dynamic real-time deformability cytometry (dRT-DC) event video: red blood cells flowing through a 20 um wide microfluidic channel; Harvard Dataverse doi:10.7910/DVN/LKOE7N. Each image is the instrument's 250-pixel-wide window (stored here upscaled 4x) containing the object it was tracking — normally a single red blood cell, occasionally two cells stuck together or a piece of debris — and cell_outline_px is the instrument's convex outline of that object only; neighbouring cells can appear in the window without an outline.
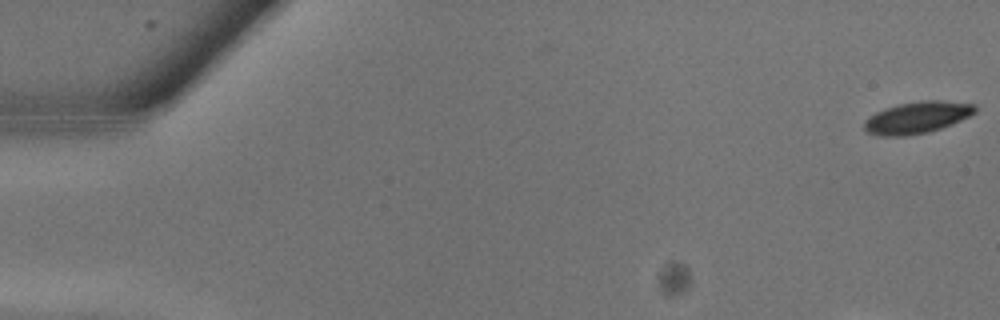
{"species": "common noctule bat (a hibernating species)", "species_latin": "Nyctalus noctula", "temperature_condition": "warm", "stored_images_in_passage": 27, "camera_frame_rate_fps": 3000, "um_per_image_px": 0.085, "animal": {"sex": "male", "body_mass_g": 13.3}, "frame": {"image": 1, "passage_image": 1, "time_ms": 0.0, "image_size_px": [1000, 320], "cell_outline_px": [[976, 112], [952, 124], [928, 132], [904, 136], [876, 136], [868, 132], [864, 128], [864, 120], [868, 116], [884, 108], [900, 104], [920, 100], [944, 100], [976, 104]], "centroid_in_image_um": [77.94, 9.98], "position_along_channel_um": 7.1, "area_um2": 20.63}}
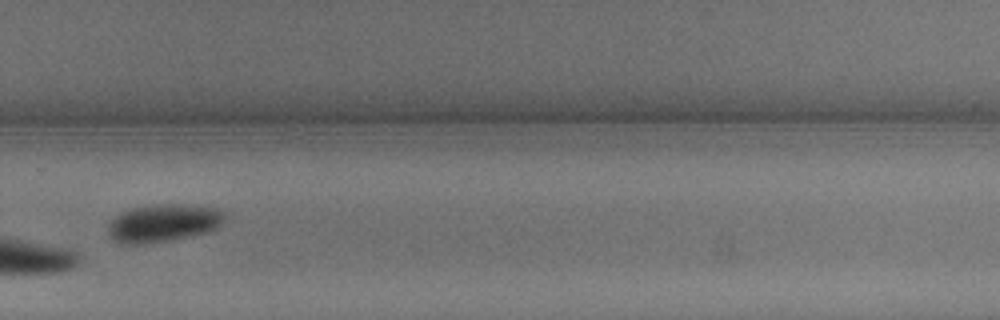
{"frame": {"image": 2, "passage_image": 19, "time_ms": 6.0, "image_size_px": [1000, 320], "cell_outline_px": [[224, 216], [220, 224], [216, 228], [204, 232], [188, 236], [168, 240], [144, 244], [120, 244], [108, 232], [108, 228], [112, 220], [116, 216], [132, 208], [156, 204], [184, 204], [220, 208], [224, 212]], "centroid_in_image_um": [13.89, 18.94], "position_along_channel_um": 315.9, "area_um2": 25.26}}
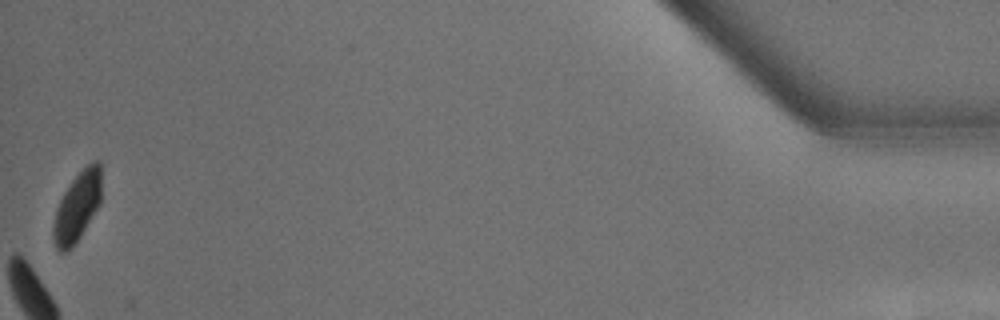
{"frame": {"image": 3, "passage_image": 27, "time_ms": 8.667, "image_size_px": [1000, 320], "cell_outline_px": [[100, 204], [80, 236], [64, 252], [60, 252], [56, 248], [52, 236], [52, 228], [56, 208], [64, 192], [72, 180], [88, 164], [96, 160], [100, 160]], "centroid_in_image_um": [6.54, 17.56], "position_along_channel_um": 428.7, "area_um2": 19.02}}